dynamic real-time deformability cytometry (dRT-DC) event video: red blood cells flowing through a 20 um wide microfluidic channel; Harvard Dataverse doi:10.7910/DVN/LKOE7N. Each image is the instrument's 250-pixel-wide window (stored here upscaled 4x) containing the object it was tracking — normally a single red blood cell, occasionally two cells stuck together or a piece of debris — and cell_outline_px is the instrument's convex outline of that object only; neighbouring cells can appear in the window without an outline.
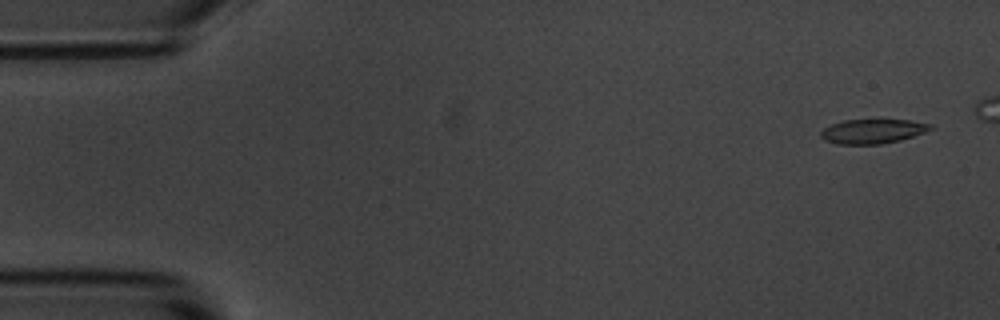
{"species": "common noctule bat (a hibernating species)", "species_latin": "Nyctalus noctula", "temperature_condition": "room temperature", "stored_images_in_passage": 6, "camera_frame_rate_fps": 3000, "um_per_image_px": 0.085, "animal": {"sex": "male", "body_mass_g": 20.1, "forearm_length_mm": 53.5}, "frame": {"image": 1, "passage_image": 1, "time_ms": 0.0, "image_size_px": [1000, 320], "cell_outline_px": [[936, 128], [900, 140], [880, 144], [836, 144], [824, 140], [820, 136], [820, 132], [824, 128], [832, 124], [844, 120], [908, 120], [932, 124]], "centroid_in_image_um": [74.17, 11.16], "position_along_channel_um": 10.8, "area_um2": 15.55}}
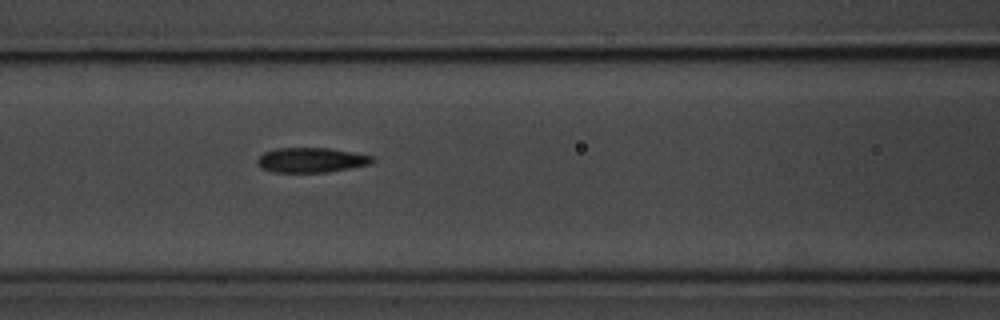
{"frame": {"image": 2, "passage_image": 6, "time_ms": 6.667, "image_size_px": [1000, 320], "cell_outline_px": [[376, 160], [372, 164], [328, 172], [272, 172], [260, 168], [256, 164], [256, 160], [264, 152], [276, 148], [328, 148], [376, 156]], "centroid_in_image_um": [26.47, 13.61], "position_along_channel_um": 140.1, "area_um2": 16.88}}